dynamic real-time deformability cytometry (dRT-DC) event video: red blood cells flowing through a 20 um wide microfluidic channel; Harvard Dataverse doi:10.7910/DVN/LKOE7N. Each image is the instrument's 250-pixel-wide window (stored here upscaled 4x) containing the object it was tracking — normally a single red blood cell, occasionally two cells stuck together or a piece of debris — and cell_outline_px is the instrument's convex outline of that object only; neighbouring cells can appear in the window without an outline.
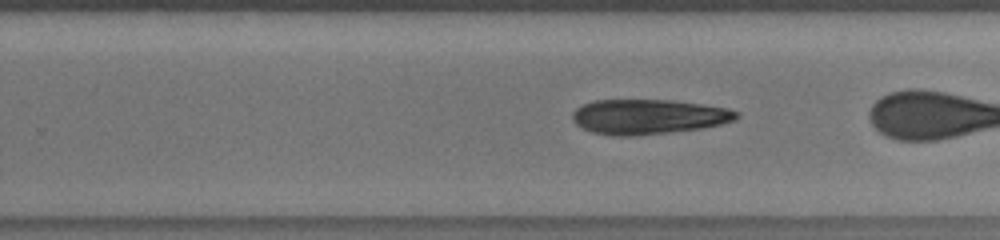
{"species": "human", "species_latin": "Homo sapiens", "temperature_condition": "room temperature", "stored_images_in_passage": 55, "segment_of_instrument_passage": [2, 2], "camera_frame_rate_fps": 3000, "um_per_image_px": 0.085, "donor": {"sex": "male"}, "frame": {"image": 1, "passage_image": 37, "time_ms": 12.0, "image_size_px": [1000, 240], "cell_outline_px": [[740, 116], [736, 120], [720, 124], [700, 128], [636, 136], [612, 136], [592, 132], [576, 124], [572, 120], [572, 112], [576, 108], [592, 100], [672, 100], [704, 104], [728, 108], [740, 112]], "centroid_in_image_um": [55.12, 9.91], "position_along_channel_um": 274.7, "area_um2": 33.52}}